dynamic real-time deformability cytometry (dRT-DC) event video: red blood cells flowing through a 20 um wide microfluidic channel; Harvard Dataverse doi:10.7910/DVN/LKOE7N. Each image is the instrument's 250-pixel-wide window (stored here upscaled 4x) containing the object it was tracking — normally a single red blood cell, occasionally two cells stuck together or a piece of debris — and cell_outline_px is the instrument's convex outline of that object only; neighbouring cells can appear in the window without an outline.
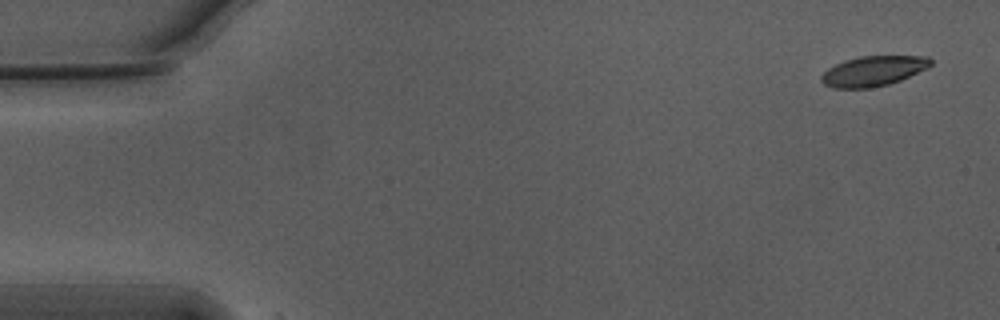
{"species": "Egyptian fruit bat (a non-hibernating species)", "species_latin": "Rousettus aegyptiacus", "temperature_condition": "warm", "stored_images_in_passage": 2, "camera_frame_rate_fps": 3000, "um_per_image_px": 0.085, "animal": {"sex": "male"}, "frame": {"image": 1, "passage_image": 1, "time_ms": 0.0, "image_size_px": [1000, 320], "cell_outline_px": [[932, 64], [928, 68], [900, 80], [888, 84], [868, 88], [832, 88], [824, 84], [820, 80], [820, 76], [828, 68], [844, 60], [860, 56], [928, 56], [932, 60]], "centroid_in_image_um": [74.22, 6.03], "position_along_channel_um": 10.8, "area_um2": 19.19}}